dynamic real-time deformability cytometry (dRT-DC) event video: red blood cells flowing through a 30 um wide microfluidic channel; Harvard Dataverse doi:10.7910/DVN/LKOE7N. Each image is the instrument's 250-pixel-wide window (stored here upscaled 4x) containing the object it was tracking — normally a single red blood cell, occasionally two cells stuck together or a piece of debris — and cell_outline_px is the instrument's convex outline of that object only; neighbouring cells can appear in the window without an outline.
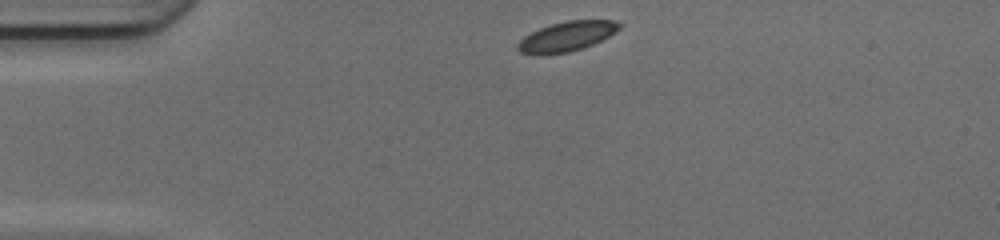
{"species": "common noctule bat (a hibernating species)", "species_latin": "Nyctalus noctula", "temperature_condition": "cold", "stored_images_in_passage": 40, "camera_frame_rate_fps": 3000, "um_per_image_px": 0.085, "animal": {"sex": "female", "body_mass_g": 17.0, "forearm_length_mm": 48.0}, "frame": {"image": 1, "passage_image": 1, "time_ms": 0.0, "image_size_px": [1000, 240], "cell_outline_px": [[624, 24], [620, 28], [608, 36], [592, 44], [568, 52], [540, 56], [520, 52], [516, 48], [516, 44], [524, 36], [540, 28], [552, 24], [568, 20], [616, 20]], "centroid_in_image_um": [48.15, 3.1], "position_along_channel_um": 36.9, "area_um2": 17.63}}
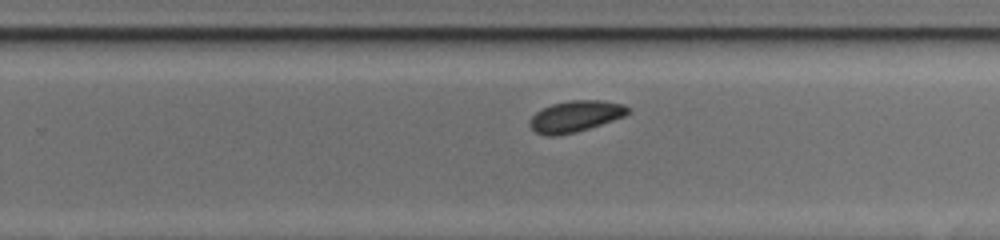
{"frame": {"image": 2, "passage_image": 22, "time_ms": 7.0, "image_size_px": [1000, 240], "cell_outline_px": [[632, 112], [624, 116], [576, 132], [556, 136], [544, 136], [536, 132], [528, 124], [528, 120], [536, 112], [552, 104], [568, 100], [604, 100], [624, 104], [632, 108]], "centroid_in_image_um": [48.93, 9.88], "position_along_channel_um": 280.9, "area_um2": 18.03}}
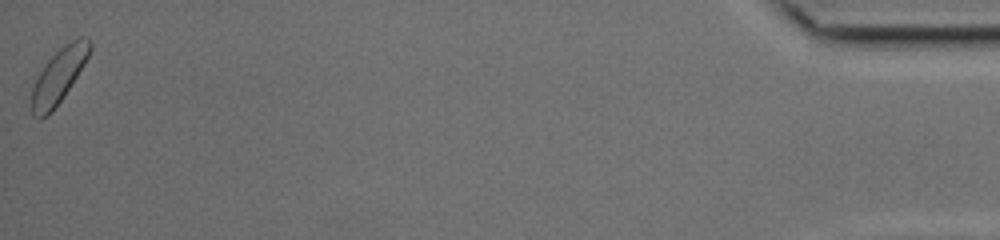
{"frame": {"image": 3, "passage_image": 40, "time_ms": 13.0, "image_size_px": [1000, 240], "cell_outline_px": [[92, 48], [84, 64], [52, 112], [48, 116], [40, 120], [32, 116], [32, 88], [44, 64], [64, 44], [80, 36], [88, 36], [92, 44]], "centroid_in_image_um": [4.99, 6.43], "position_along_channel_um": 430.2, "area_um2": 18.26}, "authors_computed_cell_mechanics": {"area_um2": 17.9758, "velocity_mm_per_s": 4.1126, "shape_relaxation_time_tau1_ms": 2.627, "shape_relaxation_time_tau2_ms": null, "deformation_change_tau1": 0.0527, "deformation_change_tau2": null}}